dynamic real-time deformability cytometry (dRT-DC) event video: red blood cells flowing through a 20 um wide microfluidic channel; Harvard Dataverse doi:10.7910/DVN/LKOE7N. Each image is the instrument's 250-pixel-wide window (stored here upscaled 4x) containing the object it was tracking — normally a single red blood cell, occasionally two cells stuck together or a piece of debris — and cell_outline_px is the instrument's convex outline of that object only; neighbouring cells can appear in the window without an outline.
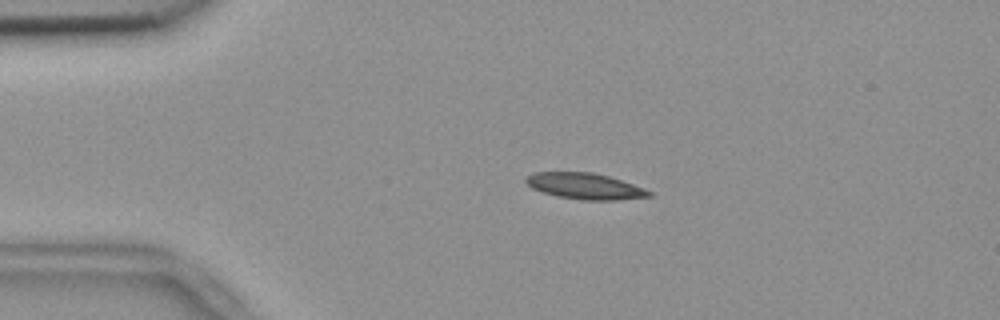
{"species": "common noctule bat (a hibernating species)", "species_latin": "Nyctalus noctula", "temperature_condition": "room temperature", "stored_images_in_passage": 20, "camera_frame_rate_fps": 3000, "um_per_image_px": 0.085, "animal": {"sex": "female", "body_mass_g": 18.4}, "frame": {"image": 1, "passage_image": 12, "time_ms": 3.667, "image_size_px": [1000, 320], "cell_outline_px": [[652, 196], [616, 200], [580, 200], [556, 196], [532, 188], [524, 180], [532, 172], [592, 172], [608, 176], [644, 188], [652, 192]], "centroid_in_image_um": [49.71, 15.82], "position_along_channel_um": 35.3, "area_um2": 18.61}}